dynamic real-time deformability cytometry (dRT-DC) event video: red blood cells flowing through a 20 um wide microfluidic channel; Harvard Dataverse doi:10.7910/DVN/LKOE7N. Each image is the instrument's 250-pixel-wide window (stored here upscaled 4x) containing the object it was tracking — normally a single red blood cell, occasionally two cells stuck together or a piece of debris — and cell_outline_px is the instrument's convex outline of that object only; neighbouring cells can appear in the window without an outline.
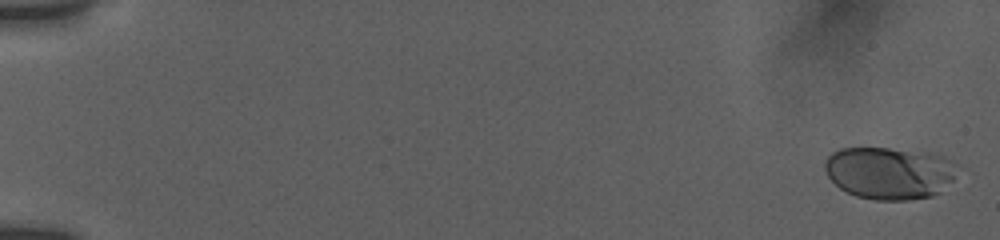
{"species": "human", "species_latin": "Homo sapiens", "temperature_condition": "room temperature", "stored_images_in_passage": 77, "camera_frame_rate_fps": 3000, "um_per_image_px": 0.085, "donor": {"sex": "female"}, "frame": {"image": 1, "passage_image": 4, "time_ms": 0.333, "image_size_px": [1000, 240], "cell_outline_px": [[952, 180], [932, 196], [908, 200], [876, 200], [856, 196], [840, 188], [828, 176], [824, 168], [824, 160], [832, 152], [840, 148], [888, 148], [936, 152], [952, 160]], "centroid_in_image_um": [75.54, 14.67], "position_along_channel_um": 9.5, "area_um2": 40.23}}
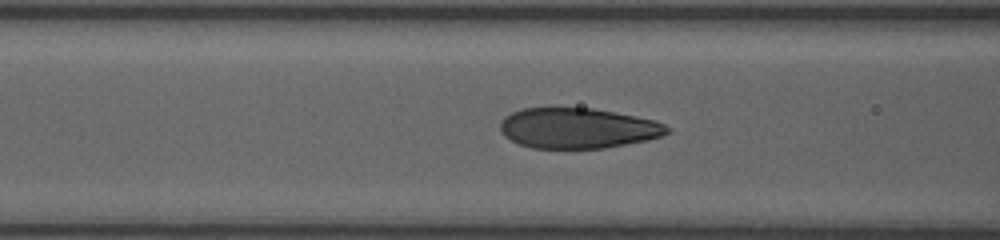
{"frame": {"image": 2, "passage_image": 49, "time_ms": 8.0, "image_size_px": [1000, 240], "cell_outline_px": [[672, 132], [648, 140], [604, 148], [532, 148], [520, 144], [504, 136], [500, 132], [500, 124], [504, 116], [512, 112], [524, 108], [592, 108], [636, 116], [656, 120], [672, 128]], "centroid_in_image_um": [49.14, 10.89], "position_along_channel_um": 117.5, "area_um2": 39.42}}
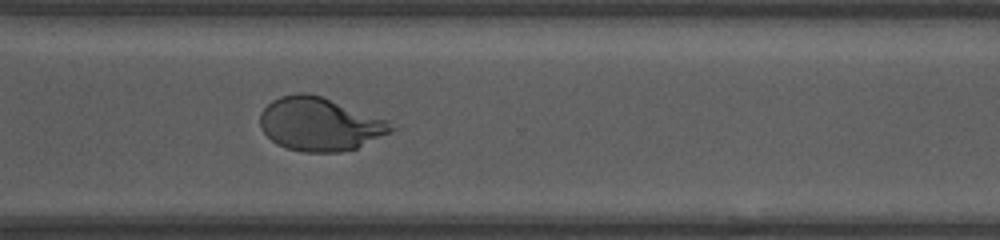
{"frame": {"image": 3, "passage_image": 76, "time_ms": 14.0, "image_size_px": [1000, 240], "cell_outline_px": [[400, 128], [392, 132], [356, 148], [340, 152], [304, 152], [288, 148], [276, 144], [260, 128], [260, 112], [272, 100], [280, 96], [296, 92], [308, 92], [320, 96], [388, 120]], "centroid_in_image_um": [27.19, 10.55], "position_along_channel_um": 343.4, "area_um2": 40.86}}